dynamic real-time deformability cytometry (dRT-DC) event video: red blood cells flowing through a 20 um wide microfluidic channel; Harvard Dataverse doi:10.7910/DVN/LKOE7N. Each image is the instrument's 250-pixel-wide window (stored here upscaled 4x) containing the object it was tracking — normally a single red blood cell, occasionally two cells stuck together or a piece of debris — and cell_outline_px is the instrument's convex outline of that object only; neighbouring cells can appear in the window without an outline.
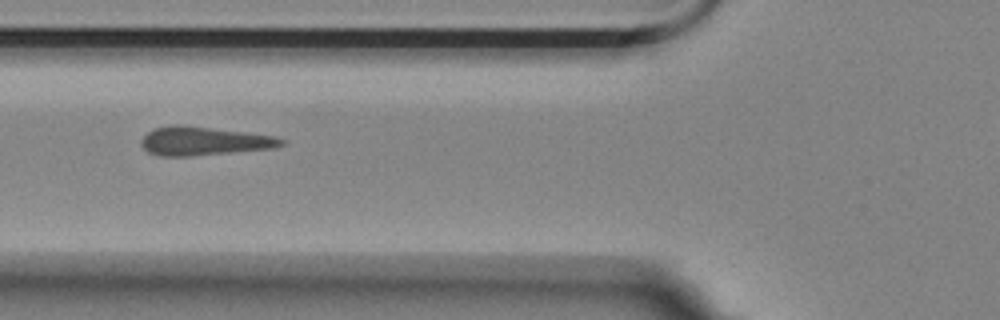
{"species": "Egyptian fruit bat (a non-hibernating species)", "species_latin": "Rousettus aegyptiacus", "temperature_condition": "room temperature", "stored_images_in_passage": 8, "camera_frame_rate_fps": 3000, "um_per_image_px": 0.085, "animal": {"sex": "female"}, "frame": {"image": 1, "passage_image": 3, "time_ms": 2.0, "image_size_px": [1000, 320], "cell_outline_px": [[288, 140], [284, 144], [276, 148], [188, 156], [160, 156], [148, 152], [140, 144], [140, 140], [148, 132], [156, 128], [176, 124], [180, 124], [276, 136]], "centroid_in_image_um": [17.35, 11.99], "position_along_channel_um": 108.4, "area_um2": 23.35}}
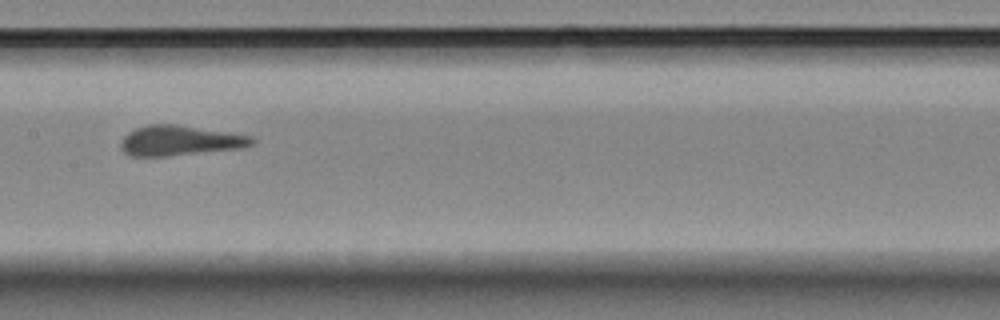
{"frame": {"image": 2, "passage_image": 5, "time_ms": 4.333, "image_size_px": [1000, 320], "cell_outline_px": [[256, 144], [240, 148], [164, 156], [128, 156], [120, 148], [120, 144], [124, 136], [128, 132], [136, 128], [148, 124], [176, 124], [252, 136], [256, 140]], "centroid_in_image_um": [15.27, 11.94], "position_along_channel_um": 192.1, "area_um2": 22.89}}
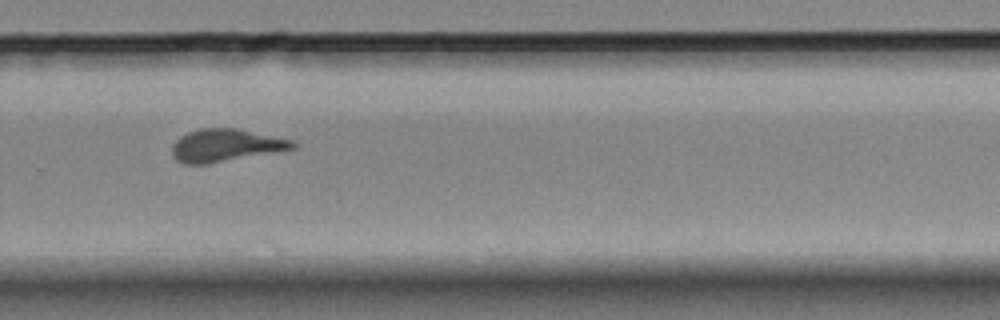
{"frame": {"image": 3, "passage_image": 8, "time_ms": 7.667, "image_size_px": [1000, 320], "cell_outline_px": [[296, 148], [208, 164], [184, 164], [176, 160], [172, 156], [172, 144], [180, 136], [188, 132], [200, 128], [236, 128], [292, 140], [296, 144]], "centroid_in_image_um": [19.13, 12.36], "position_along_channel_um": 310.7, "area_um2": 22.83}}